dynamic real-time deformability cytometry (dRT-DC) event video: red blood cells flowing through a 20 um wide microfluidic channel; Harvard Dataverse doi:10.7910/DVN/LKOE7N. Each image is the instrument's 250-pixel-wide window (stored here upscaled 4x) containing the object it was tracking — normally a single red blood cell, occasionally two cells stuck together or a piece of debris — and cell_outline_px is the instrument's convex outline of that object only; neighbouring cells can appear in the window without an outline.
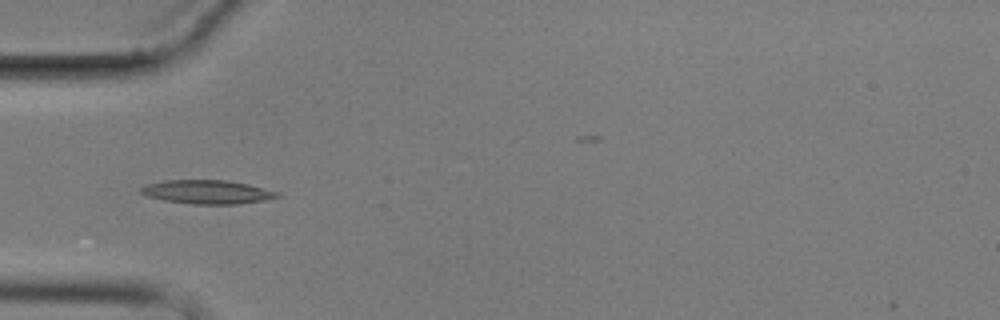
{"species": "common noctule bat (a hibernating species)", "species_latin": "Nyctalus noctula", "temperature_condition": "cold", "stored_images_in_passage": 13, "camera_frame_rate_fps": 3000, "um_per_image_px": 0.085, "animal": {"sex": "male", "body_mass_g": 17.9}, "frame": {"image": 1, "passage_image": 4, "time_ms": 5.0, "image_size_px": [1000, 320], "cell_outline_px": [[284, 196], [264, 200], [236, 204], [192, 204], [164, 200], [148, 196], [140, 192], [140, 188], [148, 184], [164, 180], [228, 180], [248, 184], [280, 192]], "centroid_in_image_um": [17.67, 16.31], "position_along_channel_um": 67.3, "area_um2": 18.9}}
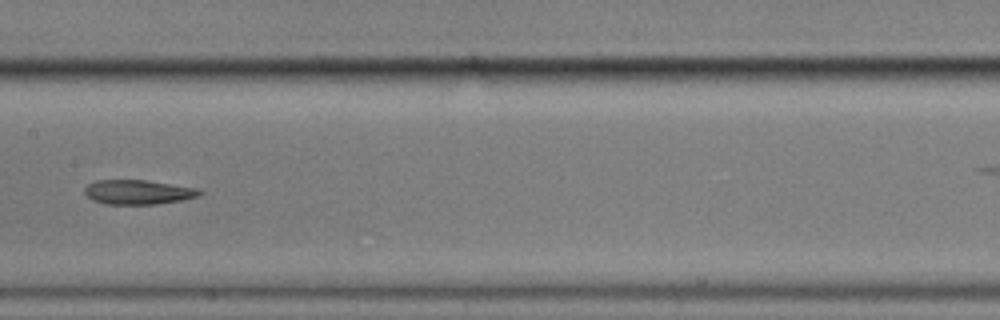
{"frame": {"image": 2, "passage_image": 7, "time_ms": 8.667, "image_size_px": [1000, 320], "cell_outline_px": [[204, 192], [200, 196], [180, 200], [156, 204], [104, 204], [92, 200], [84, 192], [84, 188], [88, 184], [96, 180], [144, 180], [196, 188]], "centroid_in_image_um": [11.71, 16.33], "position_along_channel_um": 195.7, "area_um2": 16.3}}
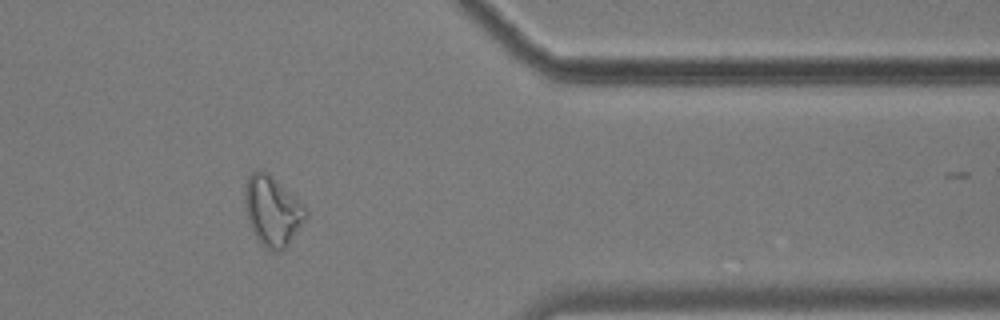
{"frame": {"image": 3, "passage_image": 12, "time_ms": 14.667, "image_size_px": [1000, 320], "cell_outline_px": [[308, 216], [284, 248], [276, 252], [272, 252], [256, 236], [248, 220], [244, 204], [244, 188], [248, 176], [256, 168], [260, 168], [268, 172], [300, 200], [304, 204], [308, 212]], "centroid_in_image_um": [23.15, 17.85], "position_along_channel_um": 388.3, "area_um2": 24.74}, "authors_computed_cell_mechanics": {"area_um2": 16.8198, "velocity_mm_per_s": 3.5108, "shape_relaxation_time_tau1_ms": 10.7109, "shape_relaxation_time_tau2_ms": 2.7439, "deformation_change_tau1": 0.2871, "deformation_change_tau2": 0.1164}}